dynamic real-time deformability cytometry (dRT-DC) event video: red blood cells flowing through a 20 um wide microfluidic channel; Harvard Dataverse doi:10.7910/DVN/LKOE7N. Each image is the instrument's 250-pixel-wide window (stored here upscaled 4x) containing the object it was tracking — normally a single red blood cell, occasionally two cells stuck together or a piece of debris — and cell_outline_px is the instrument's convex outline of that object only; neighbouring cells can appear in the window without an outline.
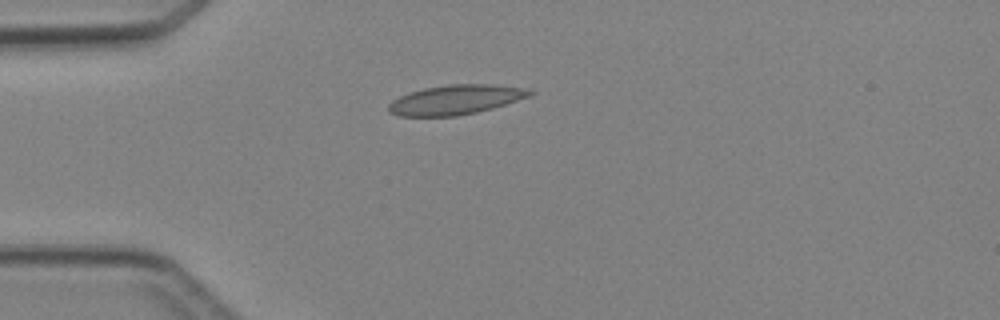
{"species": "Egyptian fruit bat (a non-hibernating species)", "species_latin": "Rousettus aegyptiacus", "temperature_condition": "cold", "stored_images_in_passage": 1, "camera_frame_rate_fps": 3000, "um_per_image_px": 0.085, "animal": {"sex": "female"}, "frame": {"image": 1, "passage_image": 1, "time_ms": 0.0, "image_size_px": [1000, 320], "cell_outline_px": [[536, 92], [532, 96], [492, 108], [476, 112], [456, 116], [400, 116], [388, 112], [388, 104], [392, 100], [408, 92], [424, 88], [448, 84], [492, 84], [532, 88]], "centroid_in_image_um": [38.78, 8.46], "position_along_channel_um": 46.2, "area_um2": 24.68}}